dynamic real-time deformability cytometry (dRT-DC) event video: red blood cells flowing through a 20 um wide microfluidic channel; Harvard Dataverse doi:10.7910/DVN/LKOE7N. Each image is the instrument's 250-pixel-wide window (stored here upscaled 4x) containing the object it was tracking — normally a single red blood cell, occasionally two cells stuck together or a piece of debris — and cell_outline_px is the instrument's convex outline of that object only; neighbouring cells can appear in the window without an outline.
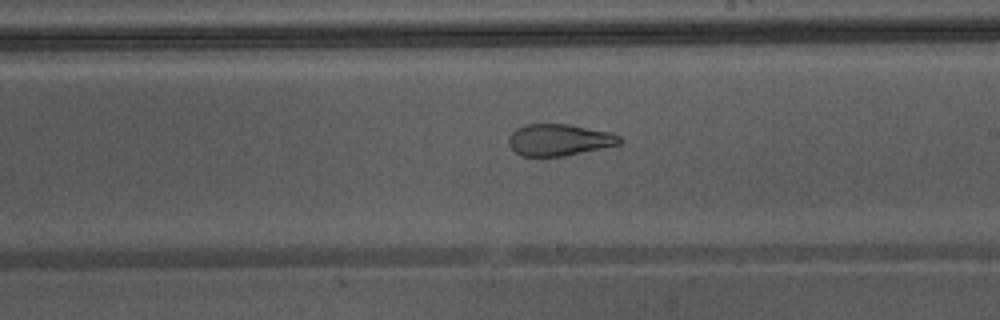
{"species": "Egyptian fruit bat (a non-hibernating species)", "species_latin": "Rousettus aegyptiacus", "temperature_condition": "warm", "stored_images_in_passage": 43, "camera_frame_rate_fps": 3000, "um_per_image_px": 0.085, "animal": {"sex": "male"}, "frame": {"image": 1, "passage_image": 25, "time_ms": 8.0, "image_size_px": [1000, 320], "cell_outline_px": [[624, 140], [620, 144], [564, 156], [520, 156], [508, 144], [508, 136], [516, 128], [524, 124], [568, 124], [612, 132], [620, 136]], "centroid_in_image_um": [47.53, 11.88], "position_along_channel_um": 241.5, "area_um2": 20.63}, "authors_computed_cell_mechanics": {"area_um2": 27.6284, "velocity_mm_per_s": 4.4363, "shape_relaxation_time_tau1_ms": null, "shape_relaxation_time_tau2_ms": 1.1292, "deformation_change_tau1": null, "deformation_change_tau2": 0.0944}}